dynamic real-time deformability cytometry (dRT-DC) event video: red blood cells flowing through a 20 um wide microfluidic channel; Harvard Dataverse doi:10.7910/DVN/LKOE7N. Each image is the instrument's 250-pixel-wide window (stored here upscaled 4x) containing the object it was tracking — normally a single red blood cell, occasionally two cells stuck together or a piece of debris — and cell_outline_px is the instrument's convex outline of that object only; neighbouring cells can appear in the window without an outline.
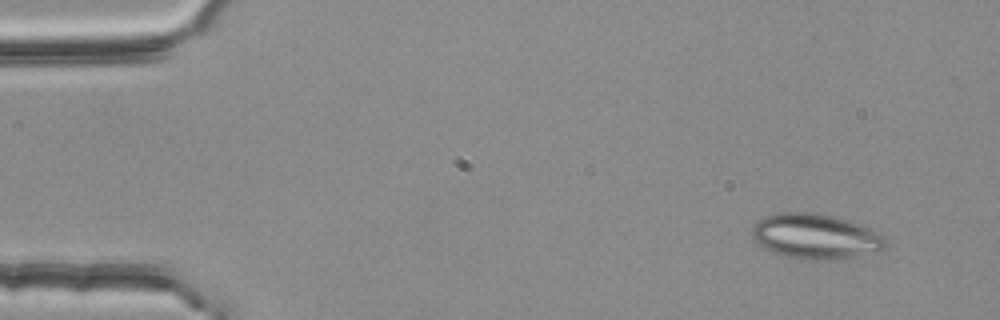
{"species": "common noctule bat (a hibernating species)", "species_latin": "Nyctalus noctula", "temperature_condition": "room temperature", "stored_images_in_passage": 4, "camera_frame_rate_fps": 3000, "um_per_image_px": 0.085, "animal": {"sex": "female", "body_mass_g": 25.1}, "frame": {"image": 1, "passage_image": 1, "time_ms": 0.0, "image_size_px": [1000, 320], "cell_outline_px": [[888, 244], [884, 248], [876, 252], [840, 260], [800, 260], [784, 256], [772, 252], [764, 248], [752, 236], [752, 228], [764, 216], [780, 212], [812, 212], [860, 224], [880, 232], [884, 236]], "centroid_in_image_um": [69.35, 20.12], "position_along_channel_um": 15.6, "area_um2": 35.32}}